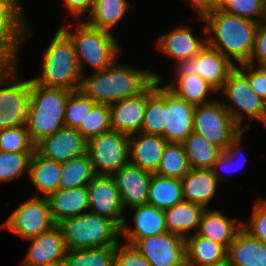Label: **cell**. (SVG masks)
Listing matches in <instances>:
<instances>
[{"mask_svg":"<svg viewBox=\"0 0 266 266\" xmlns=\"http://www.w3.org/2000/svg\"><path fill=\"white\" fill-rule=\"evenodd\" d=\"M199 18L206 24L204 31L213 32L207 37L208 45L220 51L235 66L236 63L249 62L259 23L219 10H204Z\"/></svg>","mask_w":266,"mask_h":266,"instance_id":"cell-1","label":"cell"},{"mask_svg":"<svg viewBox=\"0 0 266 266\" xmlns=\"http://www.w3.org/2000/svg\"><path fill=\"white\" fill-rule=\"evenodd\" d=\"M82 76L79 90L97 104H113L116 101L142 93L160 75L149 69H134L117 63L104 70Z\"/></svg>","mask_w":266,"mask_h":266,"instance_id":"cell-2","label":"cell"},{"mask_svg":"<svg viewBox=\"0 0 266 266\" xmlns=\"http://www.w3.org/2000/svg\"><path fill=\"white\" fill-rule=\"evenodd\" d=\"M71 92L65 89L45 88L30 79L25 126L35 145L65 126V106Z\"/></svg>","mask_w":266,"mask_h":266,"instance_id":"cell-3","label":"cell"},{"mask_svg":"<svg viewBox=\"0 0 266 266\" xmlns=\"http://www.w3.org/2000/svg\"><path fill=\"white\" fill-rule=\"evenodd\" d=\"M42 64V74L31 78L36 84L72 92L79 90L82 74L74 45L60 28L45 50Z\"/></svg>","mask_w":266,"mask_h":266,"instance_id":"cell-4","label":"cell"},{"mask_svg":"<svg viewBox=\"0 0 266 266\" xmlns=\"http://www.w3.org/2000/svg\"><path fill=\"white\" fill-rule=\"evenodd\" d=\"M77 22L78 27L74 32L66 24L60 29L74 45L82 76L86 63L96 72L108 68L121 55V48L113 32L91 27L81 20Z\"/></svg>","mask_w":266,"mask_h":266,"instance_id":"cell-5","label":"cell"},{"mask_svg":"<svg viewBox=\"0 0 266 266\" xmlns=\"http://www.w3.org/2000/svg\"><path fill=\"white\" fill-rule=\"evenodd\" d=\"M66 250L117 246L121 228L109 218L88 212L56 223Z\"/></svg>","mask_w":266,"mask_h":266,"instance_id":"cell-6","label":"cell"},{"mask_svg":"<svg viewBox=\"0 0 266 266\" xmlns=\"http://www.w3.org/2000/svg\"><path fill=\"white\" fill-rule=\"evenodd\" d=\"M17 64H0V130L25 125L30 79L19 80Z\"/></svg>","mask_w":266,"mask_h":266,"instance_id":"cell-7","label":"cell"},{"mask_svg":"<svg viewBox=\"0 0 266 266\" xmlns=\"http://www.w3.org/2000/svg\"><path fill=\"white\" fill-rule=\"evenodd\" d=\"M242 131L222 102L213 100V102L196 106L193 132L203 136L222 151H225Z\"/></svg>","mask_w":266,"mask_h":266,"instance_id":"cell-8","label":"cell"},{"mask_svg":"<svg viewBox=\"0 0 266 266\" xmlns=\"http://www.w3.org/2000/svg\"><path fill=\"white\" fill-rule=\"evenodd\" d=\"M219 91H222L224 96L232 102L231 105L226 103L223 105L243 131L251 127L247 125V128L246 126L242 128L243 114L248 116L249 122L253 119L261 121L263 118L265 101L252 90L248 79L236 67L228 74L227 80Z\"/></svg>","mask_w":266,"mask_h":266,"instance_id":"cell-9","label":"cell"},{"mask_svg":"<svg viewBox=\"0 0 266 266\" xmlns=\"http://www.w3.org/2000/svg\"><path fill=\"white\" fill-rule=\"evenodd\" d=\"M87 154L96 175H112L128 164L129 136L110 130L87 141Z\"/></svg>","mask_w":266,"mask_h":266,"instance_id":"cell-10","label":"cell"},{"mask_svg":"<svg viewBox=\"0 0 266 266\" xmlns=\"http://www.w3.org/2000/svg\"><path fill=\"white\" fill-rule=\"evenodd\" d=\"M55 225L47 198L30 196L12 212L2 227L28 240L50 230Z\"/></svg>","mask_w":266,"mask_h":266,"instance_id":"cell-11","label":"cell"},{"mask_svg":"<svg viewBox=\"0 0 266 266\" xmlns=\"http://www.w3.org/2000/svg\"><path fill=\"white\" fill-rule=\"evenodd\" d=\"M151 266H186V240L173 233H161L140 240H127Z\"/></svg>","mask_w":266,"mask_h":266,"instance_id":"cell-12","label":"cell"},{"mask_svg":"<svg viewBox=\"0 0 266 266\" xmlns=\"http://www.w3.org/2000/svg\"><path fill=\"white\" fill-rule=\"evenodd\" d=\"M89 210L113 220L120 228L126 220L123 217L118 188L111 175H96L88 184Z\"/></svg>","mask_w":266,"mask_h":266,"instance_id":"cell-13","label":"cell"},{"mask_svg":"<svg viewBox=\"0 0 266 266\" xmlns=\"http://www.w3.org/2000/svg\"><path fill=\"white\" fill-rule=\"evenodd\" d=\"M35 150L44 158L64 163L87 153V140L77 129L64 126L38 142Z\"/></svg>","mask_w":266,"mask_h":266,"instance_id":"cell-14","label":"cell"},{"mask_svg":"<svg viewBox=\"0 0 266 266\" xmlns=\"http://www.w3.org/2000/svg\"><path fill=\"white\" fill-rule=\"evenodd\" d=\"M118 188L123 210L148 204V188L152 173L128 163L111 175Z\"/></svg>","mask_w":266,"mask_h":266,"instance_id":"cell-15","label":"cell"},{"mask_svg":"<svg viewBox=\"0 0 266 266\" xmlns=\"http://www.w3.org/2000/svg\"><path fill=\"white\" fill-rule=\"evenodd\" d=\"M187 70L198 74L202 79L219 91L235 68L220 51L206 45L193 59L183 65Z\"/></svg>","mask_w":266,"mask_h":266,"instance_id":"cell-16","label":"cell"},{"mask_svg":"<svg viewBox=\"0 0 266 266\" xmlns=\"http://www.w3.org/2000/svg\"><path fill=\"white\" fill-rule=\"evenodd\" d=\"M29 240L32 243L22 262L23 266L63 263L67 250L62 233L57 225Z\"/></svg>","mask_w":266,"mask_h":266,"instance_id":"cell-17","label":"cell"},{"mask_svg":"<svg viewBox=\"0 0 266 266\" xmlns=\"http://www.w3.org/2000/svg\"><path fill=\"white\" fill-rule=\"evenodd\" d=\"M156 44L158 50L174 58L176 66H180L193 59L207 45V38L199 40L194 37L190 27L178 26L161 35Z\"/></svg>","mask_w":266,"mask_h":266,"instance_id":"cell-18","label":"cell"},{"mask_svg":"<svg viewBox=\"0 0 266 266\" xmlns=\"http://www.w3.org/2000/svg\"><path fill=\"white\" fill-rule=\"evenodd\" d=\"M147 101V88L139 95L110 104L111 130L128 136L141 132Z\"/></svg>","mask_w":266,"mask_h":266,"instance_id":"cell-19","label":"cell"},{"mask_svg":"<svg viewBox=\"0 0 266 266\" xmlns=\"http://www.w3.org/2000/svg\"><path fill=\"white\" fill-rule=\"evenodd\" d=\"M195 108L166 88V125L162 136L168 142L182 143L193 132Z\"/></svg>","mask_w":266,"mask_h":266,"instance_id":"cell-20","label":"cell"},{"mask_svg":"<svg viewBox=\"0 0 266 266\" xmlns=\"http://www.w3.org/2000/svg\"><path fill=\"white\" fill-rule=\"evenodd\" d=\"M168 141L161 135L139 132L129 136V163L156 173Z\"/></svg>","mask_w":266,"mask_h":266,"instance_id":"cell-21","label":"cell"},{"mask_svg":"<svg viewBox=\"0 0 266 266\" xmlns=\"http://www.w3.org/2000/svg\"><path fill=\"white\" fill-rule=\"evenodd\" d=\"M135 210L133 221L135 228L127 226V219L121 226V235L126 240H140L166 233L165 212L150 204L132 207Z\"/></svg>","mask_w":266,"mask_h":266,"instance_id":"cell-22","label":"cell"},{"mask_svg":"<svg viewBox=\"0 0 266 266\" xmlns=\"http://www.w3.org/2000/svg\"><path fill=\"white\" fill-rule=\"evenodd\" d=\"M228 266H266V244L243 227L227 249Z\"/></svg>","mask_w":266,"mask_h":266,"instance_id":"cell-23","label":"cell"},{"mask_svg":"<svg viewBox=\"0 0 266 266\" xmlns=\"http://www.w3.org/2000/svg\"><path fill=\"white\" fill-rule=\"evenodd\" d=\"M51 216L55 223L82 215L89 210L87 186L73 189L59 188L47 197ZM84 211V212H83Z\"/></svg>","mask_w":266,"mask_h":266,"instance_id":"cell-24","label":"cell"},{"mask_svg":"<svg viewBox=\"0 0 266 266\" xmlns=\"http://www.w3.org/2000/svg\"><path fill=\"white\" fill-rule=\"evenodd\" d=\"M177 78L176 82L164 85L176 97L185 100L194 106H200L213 101L206 100L209 93H215L217 90L208 82L202 79L198 74L187 70L183 65L175 66Z\"/></svg>","mask_w":266,"mask_h":266,"instance_id":"cell-25","label":"cell"},{"mask_svg":"<svg viewBox=\"0 0 266 266\" xmlns=\"http://www.w3.org/2000/svg\"><path fill=\"white\" fill-rule=\"evenodd\" d=\"M242 223L236 218L229 219L221 211L206 209L202 214L197 234L228 249L242 228Z\"/></svg>","mask_w":266,"mask_h":266,"instance_id":"cell-26","label":"cell"},{"mask_svg":"<svg viewBox=\"0 0 266 266\" xmlns=\"http://www.w3.org/2000/svg\"><path fill=\"white\" fill-rule=\"evenodd\" d=\"M186 240V266H224L227 265V249L197 233Z\"/></svg>","mask_w":266,"mask_h":266,"instance_id":"cell-27","label":"cell"},{"mask_svg":"<svg viewBox=\"0 0 266 266\" xmlns=\"http://www.w3.org/2000/svg\"><path fill=\"white\" fill-rule=\"evenodd\" d=\"M218 179L212 169H193L181 179L185 201L198 204L205 209L215 196Z\"/></svg>","mask_w":266,"mask_h":266,"instance_id":"cell-28","label":"cell"},{"mask_svg":"<svg viewBox=\"0 0 266 266\" xmlns=\"http://www.w3.org/2000/svg\"><path fill=\"white\" fill-rule=\"evenodd\" d=\"M155 79L147 87V101L141 132L163 135L166 125V87Z\"/></svg>","mask_w":266,"mask_h":266,"instance_id":"cell-29","label":"cell"},{"mask_svg":"<svg viewBox=\"0 0 266 266\" xmlns=\"http://www.w3.org/2000/svg\"><path fill=\"white\" fill-rule=\"evenodd\" d=\"M206 209L198 204L182 201L164 210L167 232L188 237V232L197 233L203 212Z\"/></svg>","mask_w":266,"mask_h":266,"instance_id":"cell-30","label":"cell"},{"mask_svg":"<svg viewBox=\"0 0 266 266\" xmlns=\"http://www.w3.org/2000/svg\"><path fill=\"white\" fill-rule=\"evenodd\" d=\"M61 163L41 156L36 150L30 158L28 177L42 197H48L59 189Z\"/></svg>","mask_w":266,"mask_h":266,"instance_id":"cell-31","label":"cell"},{"mask_svg":"<svg viewBox=\"0 0 266 266\" xmlns=\"http://www.w3.org/2000/svg\"><path fill=\"white\" fill-rule=\"evenodd\" d=\"M184 201L181 179L152 173L148 188V204L165 210Z\"/></svg>","mask_w":266,"mask_h":266,"instance_id":"cell-32","label":"cell"},{"mask_svg":"<svg viewBox=\"0 0 266 266\" xmlns=\"http://www.w3.org/2000/svg\"><path fill=\"white\" fill-rule=\"evenodd\" d=\"M128 0H94L91 12L84 21L91 27L113 32L112 28L130 8Z\"/></svg>","mask_w":266,"mask_h":266,"instance_id":"cell-33","label":"cell"},{"mask_svg":"<svg viewBox=\"0 0 266 266\" xmlns=\"http://www.w3.org/2000/svg\"><path fill=\"white\" fill-rule=\"evenodd\" d=\"M190 168L212 169L219 155L223 152L203 136L192 132L183 142Z\"/></svg>","mask_w":266,"mask_h":266,"instance_id":"cell-34","label":"cell"},{"mask_svg":"<svg viewBox=\"0 0 266 266\" xmlns=\"http://www.w3.org/2000/svg\"><path fill=\"white\" fill-rule=\"evenodd\" d=\"M59 188L73 189L87 186L96 176L87 153L61 163Z\"/></svg>","mask_w":266,"mask_h":266,"instance_id":"cell-35","label":"cell"},{"mask_svg":"<svg viewBox=\"0 0 266 266\" xmlns=\"http://www.w3.org/2000/svg\"><path fill=\"white\" fill-rule=\"evenodd\" d=\"M116 246L69 250L63 266H114Z\"/></svg>","mask_w":266,"mask_h":266,"instance_id":"cell-36","label":"cell"},{"mask_svg":"<svg viewBox=\"0 0 266 266\" xmlns=\"http://www.w3.org/2000/svg\"><path fill=\"white\" fill-rule=\"evenodd\" d=\"M190 170L182 143L168 142L164 149L156 174L182 179Z\"/></svg>","mask_w":266,"mask_h":266,"instance_id":"cell-37","label":"cell"},{"mask_svg":"<svg viewBox=\"0 0 266 266\" xmlns=\"http://www.w3.org/2000/svg\"><path fill=\"white\" fill-rule=\"evenodd\" d=\"M33 153L0 151V183L11 182L25 172L28 175L29 162Z\"/></svg>","mask_w":266,"mask_h":266,"instance_id":"cell-38","label":"cell"},{"mask_svg":"<svg viewBox=\"0 0 266 266\" xmlns=\"http://www.w3.org/2000/svg\"><path fill=\"white\" fill-rule=\"evenodd\" d=\"M110 130V106L107 104H96L77 129L87 141Z\"/></svg>","mask_w":266,"mask_h":266,"instance_id":"cell-39","label":"cell"},{"mask_svg":"<svg viewBox=\"0 0 266 266\" xmlns=\"http://www.w3.org/2000/svg\"><path fill=\"white\" fill-rule=\"evenodd\" d=\"M96 104L80 90L71 92L65 106V126L78 129Z\"/></svg>","mask_w":266,"mask_h":266,"instance_id":"cell-40","label":"cell"},{"mask_svg":"<svg viewBox=\"0 0 266 266\" xmlns=\"http://www.w3.org/2000/svg\"><path fill=\"white\" fill-rule=\"evenodd\" d=\"M0 151L34 152L35 144L31 141L26 126L0 130Z\"/></svg>","mask_w":266,"mask_h":266,"instance_id":"cell-41","label":"cell"},{"mask_svg":"<svg viewBox=\"0 0 266 266\" xmlns=\"http://www.w3.org/2000/svg\"><path fill=\"white\" fill-rule=\"evenodd\" d=\"M226 11L230 14L246 18L257 23L265 22L266 0H236L227 8Z\"/></svg>","mask_w":266,"mask_h":266,"instance_id":"cell-42","label":"cell"},{"mask_svg":"<svg viewBox=\"0 0 266 266\" xmlns=\"http://www.w3.org/2000/svg\"><path fill=\"white\" fill-rule=\"evenodd\" d=\"M255 202L249 223L243 222L242 227L266 244V199L259 197Z\"/></svg>","mask_w":266,"mask_h":266,"instance_id":"cell-43","label":"cell"},{"mask_svg":"<svg viewBox=\"0 0 266 266\" xmlns=\"http://www.w3.org/2000/svg\"><path fill=\"white\" fill-rule=\"evenodd\" d=\"M244 131H242L240 134H238V136L228 145V148L223 151L217 161L214 163L212 170L214 175L217 177L218 181L225 179L226 177H223L222 174L219 175V171L217 169H222L224 172L225 171H230V169L232 168L231 171H236L237 169H239L238 166L234 167V164L237 165L238 163L236 161H238L239 159L236 160L237 156L239 155V153H242L240 151V144H241V137ZM237 163V164H236ZM241 163V162H239ZM232 166V167H231ZM229 167H231L229 169Z\"/></svg>","mask_w":266,"mask_h":266,"instance_id":"cell-44","label":"cell"},{"mask_svg":"<svg viewBox=\"0 0 266 266\" xmlns=\"http://www.w3.org/2000/svg\"><path fill=\"white\" fill-rule=\"evenodd\" d=\"M247 79L252 90L264 101H266V66L256 67L245 63L235 66Z\"/></svg>","mask_w":266,"mask_h":266,"instance_id":"cell-45","label":"cell"},{"mask_svg":"<svg viewBox=\"0 0 266 266\" xmlns=\"http://www.w3.org/2000/svg\"><path fill=\"white\" fill-rule=\"evenodd\" d=\"M114 266H151L147 259L133 246L125 243L116 246Z\"/></svg>","mask_w":266,"mask_h":266,"instance_id":"cell-46","label":"cell"},{"mask_svg":"<svg viewBox=\"0 0 266 266\" xmlns=\"http://www.w3.org/2000/svg\"><path fill=\"white\" fill-rule=\"evenodd\" d=\"M258 66H266V21L260 22L255 34L254 49L249 60V64Z\"/></svg>","mask_w":266,"mask_h":266,"instance_id":"cell-47","label":"cell"},{"mask_svg":"<svg viewBox=\"0 0 266 266\" xmlns=\"http://www.w3.org/2000/svg\"><path fill=\"white\" fill-rule=\"evenodd\" d=\"M65 8L78 20L91 12L94 0H63Z\"/></svg>","mask_w":266,"mask_h":266,"instance_id":"cell-48","label":"cell"},{"mask_svg":"<svg viewBox=\"0 0 266 266\" xmlns=\"http://www.w3.org/2000/svg\"><path fill=\"white\" fill-rule=\"evenodd\" d=\"M216 0H190L195 11L199 15L204 10L210 8Z\"/></svg>","mask_w":266,"mask_h":266,"instance_id":"cell-49","label":"cell"},{"mask_svg":"<svg viewBox=\"0 0 266 266\" xmlns=\"http://www.w3.org/2000/svg\"><path fill=\"white\" fill-rule=\"evenodd\" d=\"M236 0H216L213 5L206 10L226 11L227 8Z\"/></svg>","mask_w":266,"mask_h":266,"instance_id":"cell-50","label":"cell"},{"mask_svg":"<svg viewBox=\"0 0 266 266\" xmlns=\"http://www.w3.org/2000/svg\"><path fill=\"white\" fill-rule=\"evenodd\" d=\"M261 121L266 124V101H265V110H264V114H263V118L261 119Z\"/></svg>","mask_w":266,"mask_h":266,"instance_id":"cell-51","label":"cell"},{"mask_svg":"<svg viewBox=\"0 0 266 266\" xmlns=\"http://www.w3.org/2000/svg\"><path fill=\"white\" fill-rule=\"evenodd\" d=\"M44 266H63V263L50 264V265H44Z\"/></svg>","mask_w":266,"mask_h":266,"instance_id":"cell-52","label":"cell"}]
</instances>
